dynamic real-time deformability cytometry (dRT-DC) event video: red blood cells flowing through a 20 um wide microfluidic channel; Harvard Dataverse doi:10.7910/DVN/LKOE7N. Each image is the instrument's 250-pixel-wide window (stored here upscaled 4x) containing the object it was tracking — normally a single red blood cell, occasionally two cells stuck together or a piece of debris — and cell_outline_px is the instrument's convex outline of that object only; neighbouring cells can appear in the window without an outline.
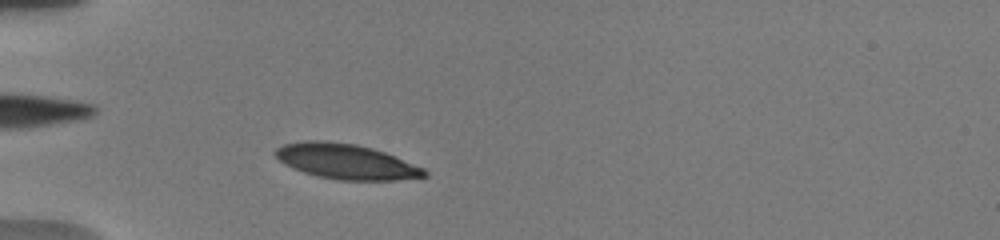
{"species": "human", "species_latin": "Homo sapiens", "temperature_condition": "warm", "stored_images_in_passage": 42, "camera_frame_rate_fps": 3000, "um_per_image_px": 0.085, "donor": {"sex": "male"}, "frame": {"image": 1, "passage_image": 6, "time_ms": 2.0, "image_size_px": [1000, 240], "cell_outline_px": [[428, 176], [396, 180], [340, 180], [316, 176], [292, 168], [284, 164], [272, 152], [276, 148], [284, 144], [304, 140], [324, 140], [356, 144], [372, 148], [384, 152], [424, 168], [428, 172]], "centroid_in_image_um": [29.39, 13.72], "position_along_channel_um": 55.6, "area_um2": 30.58}}
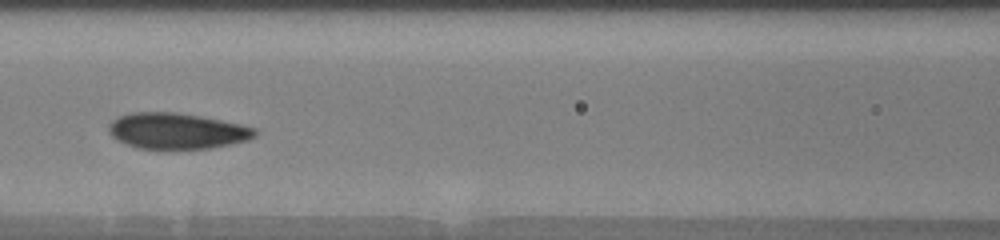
{"frame": {"image": 2, "passage_image": 15, "time_ms": 5.0, "image_size_px": [1000, 240], "cell_outline_px": [[256, 136], [248, 140], [232, 144], [208, 148], [140, 148], [116, 140], [108, 132], [108, 124], [112, 120], [120, 116], [132, 112], [176, 112], [200, 116], [240, 124], [256, 128]], "centroid_in_image_um": [15.02, 11.12], "position_along_channel_um": 151.6, "area_um2": 30.4}}
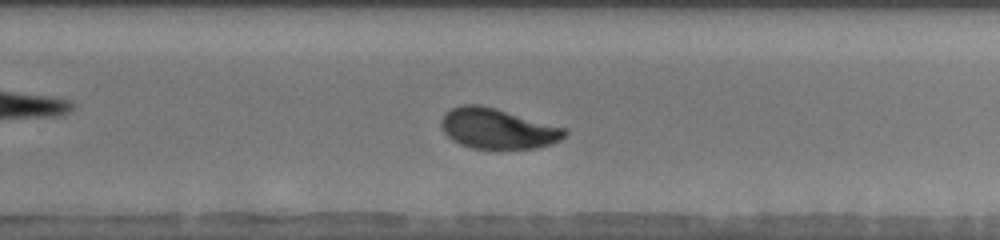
{"frame": {"image": 3, "passage_image": 25, "time_ms": 8.667, "image_size_px": [1000, 240], "cell_outline_px": [[568, 132], [560, 140], [552, 144], [536, 148], [472, 148], [460, 144], [452, 140], [444, 132], [440, 124], [440, 120], [444, 112], [460, 104], [480, 104], [496, 108], [568, 128]], "centroid_in_image_um": [42.3, 10.91], "position_along_channel_um": 287.5, "area_um2": 29.3}, "authors_computed_cell_mechanics": {"area_um2": 29.1601, "velocity_mm_per_s": 3.7207, "shape_relaxation_time_tau1_ms": 3.141, "shape_relaxation_time_tau2_ms": 1.057, "deformation_change_tau1": 0.1476, "deformation_change_tau2": 0.0404}}